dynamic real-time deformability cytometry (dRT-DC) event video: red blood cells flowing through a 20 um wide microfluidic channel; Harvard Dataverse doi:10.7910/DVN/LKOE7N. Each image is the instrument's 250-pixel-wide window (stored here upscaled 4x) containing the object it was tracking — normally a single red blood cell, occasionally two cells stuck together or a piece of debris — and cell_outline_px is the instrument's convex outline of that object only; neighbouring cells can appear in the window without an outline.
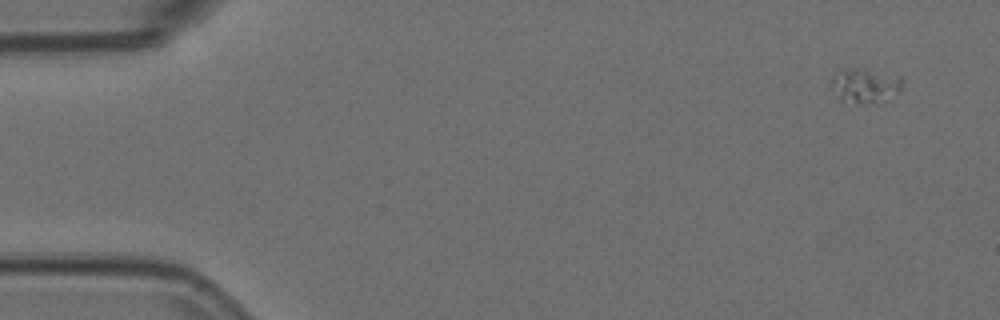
{"species": "Egyptian fruit bat (a non-hibernating species)", "species_latin": "Rousettus aegyptiacus", "temperature_condition": "room temperature", "stored_images_in_passage": 9, "camera_frame_rate_fps": 3000, "um_per_image_px": 0.085, "animal": {"sex": "female"}, "frame": {"image": 1, "passage_image": 1, "time_ms": 0.0, "image_size_px": [1000, 320], "cell_outline_px": [[904, 84], [896, 92], [872, 100], [840, 100], [828, 88], [828, 80], [832, 72], [836, 68], [860, 68], [904, 76]], "centroid_in_image_um": [73.36, 7.13], "position_along_channel_um": 11.6, "area_um2": 14.1}}
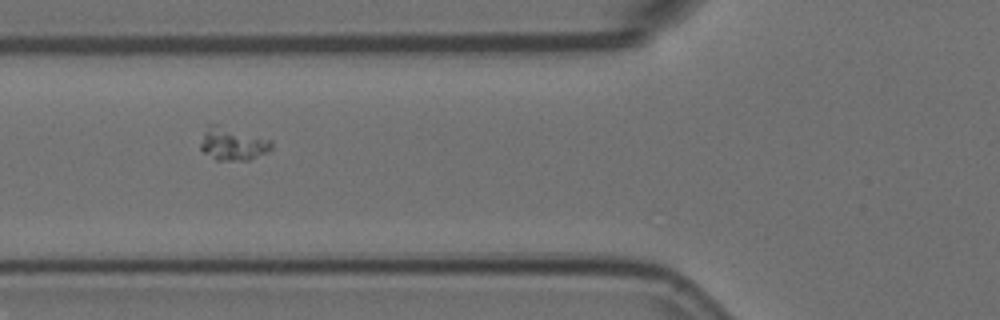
{"frame": {"image": 2, "passage_image": 5, "time_ms": 1.333, "image_size_px": [1000, 320], "cell_outline_px": [[272, 148], [268, 152], [248, 160], [216, 160], [204, 152], [200, 148], [200, 144], [204, 132], [208, 124], [220, 124], [272, 140]], "centroid_in_image_um": [19.79, 12.21], "position_along_channel_um": 106.0, "area_um2": 13.7}}
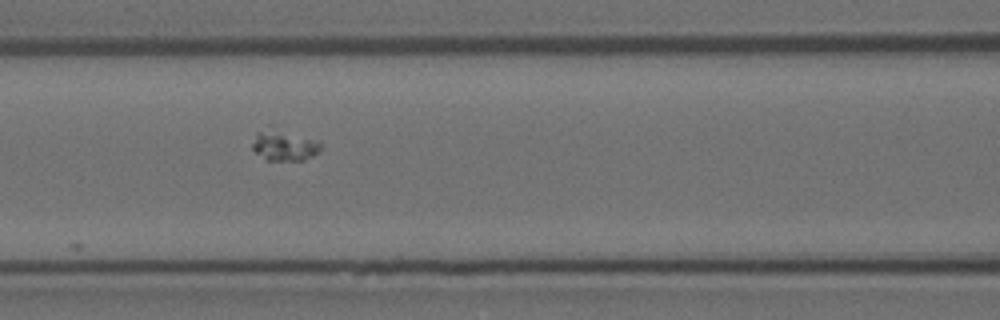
{"frame": {"image": 3, "passage_image": 6, "time_ms": 1.667, "image_size_px": [1000, 320], "cell_outline_px": [[320, 152], [304, 160], [268, 160], [256, 152], [252, 148], [252, 144], [256, 132], [272, 124], [276, 124], [320, 140]], "centroid_in_image_um": [24.18, 12.25], "position_along_channel_um": 142.4, "area_um2": 13.18}}